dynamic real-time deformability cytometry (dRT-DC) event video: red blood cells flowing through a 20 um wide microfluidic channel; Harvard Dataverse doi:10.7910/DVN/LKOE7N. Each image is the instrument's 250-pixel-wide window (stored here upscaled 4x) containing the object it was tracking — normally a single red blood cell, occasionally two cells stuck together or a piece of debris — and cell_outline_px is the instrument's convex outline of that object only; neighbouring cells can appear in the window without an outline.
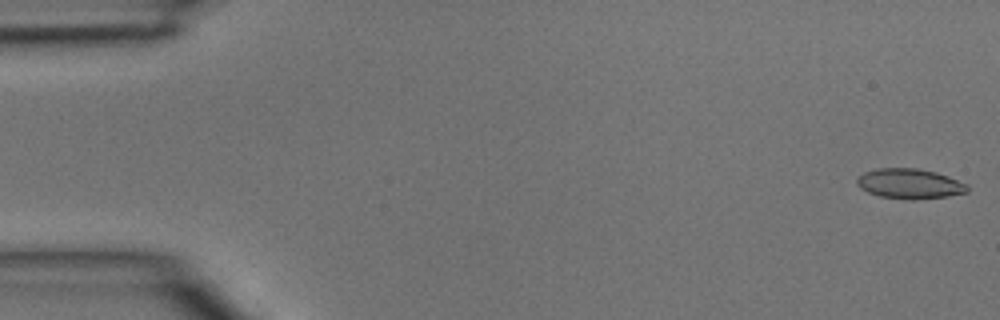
{"species": "common noctule bat (a hibernating species)", "species_latin": "Nyctalus noctula", "temperature_condition": "room temperature", "stored_images_in_passage": 44, "camera_frame_rate_fps": 3000, "um_per_image_px": 0.085, "animal": {"sex": "male", "body_mass_g": 15.6}, "frame": {"image": 1, "passage_image": 1, "time_ms": 0.0, "image_size_px": [1000, 320], "cell_outline_px": [[968, 192], [948, 196], [912, 200], [880, 196], [868, 192], [860, 188], [856, 184], [856, 180], [864, 172], [876, 168], [916, 168], [936, 172], [948, 176], [968, 184]], "centroid_in_image_um": [77.33, 15.61], "position_along_channel_um": 7.7, "area_um2": 19.36}}
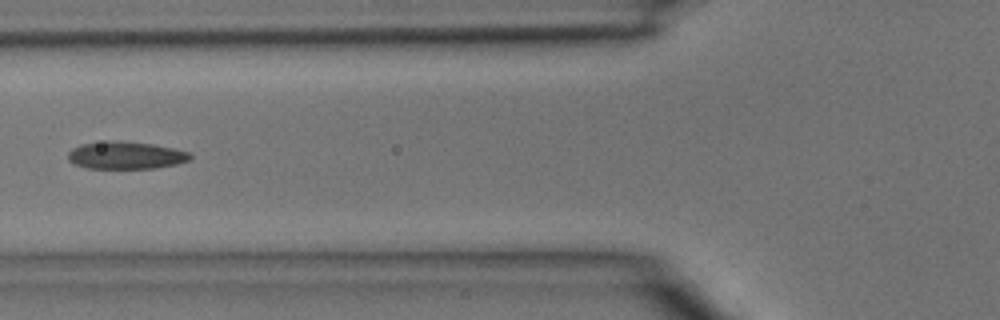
{"frame": {"image": 2, "passage_image": 17, "time_ms": 5.333, "image_size_px": [1000, 320], "cell_outline_px": [[192, 156], [188, 160], [176, 164], [156, 168], [88, 168], [76, 164], [68, 160], [68, 152], [72, 148], [80, 144], [108, 140], [120, 140], [152, 144], [176, 148], [192, 152]], "centroid_in_image_um": [10.71, 13.18], "position_along_channel_um": 115.1, "area_um2": 19.77}}
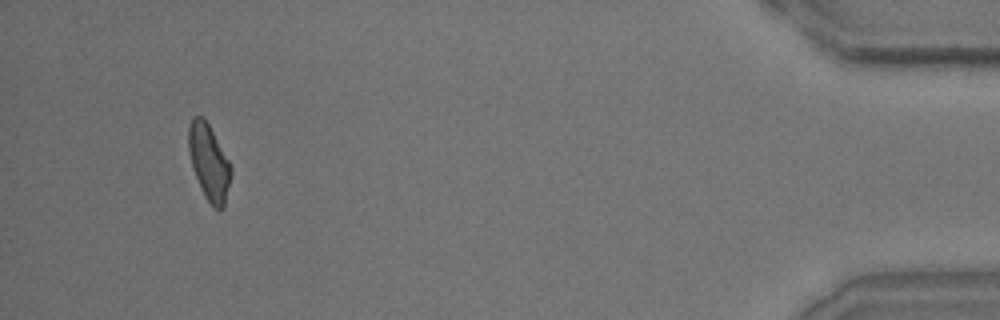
{"frame": {"image": 3, "passage_image": 42, "time_ms": 13.667, "image_size_px": [1000, 320], "cell_outline_px": [[232, 176], [224, 208], [220, 212], [212, 208], [192, 168], [188, 148], [188, 128], [192, 120], [196, 116], [204, 116], [228, 160], [232, 168]], "centroid_in_image_um": [17.78, 13.83], "position_along_channel_um": 417.4, "area_um2": 18.67}}